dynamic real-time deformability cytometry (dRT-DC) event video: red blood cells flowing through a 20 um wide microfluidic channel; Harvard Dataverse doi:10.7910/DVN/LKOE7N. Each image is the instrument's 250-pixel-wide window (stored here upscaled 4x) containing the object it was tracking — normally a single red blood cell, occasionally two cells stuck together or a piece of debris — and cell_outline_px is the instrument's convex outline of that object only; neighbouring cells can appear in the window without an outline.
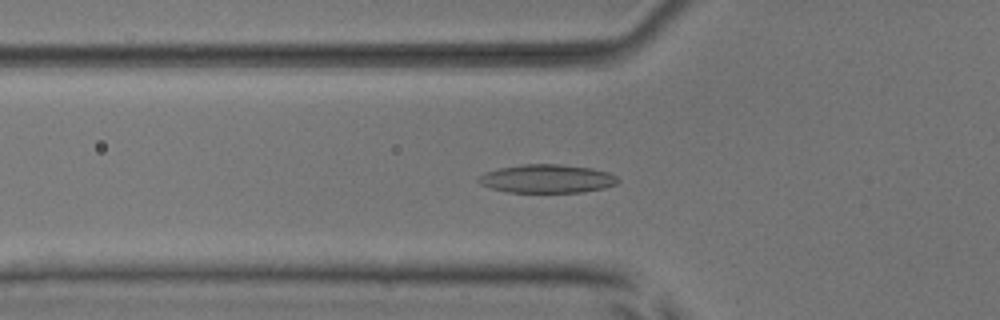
{"species": "common noctule bat (a hibernating species)", "species_latin": "Nyctalus noctula", "temperature_condition": "room temperature", "stored_images_in_passage": 48, "camera_frame_rate_fps": 3000, "um_per_image_px": 0.085, "animal": {"sex": "male", "body_mass_g": 17.9, "forearm_length_mm": 54.2}, "frame": {"image": 1, "passage_image": 14, "time_ms": 4.333, "image_size_px": [1000, 320], "cell_outline_px": [[620, 180], [616, 184], [604, 188], [584, 192], [508, 192], [492, 188], [480, 184], [476, 180], [476, 176], [484, 172], [500, 168], [520, 164], [560, 164], [592, 168], [608, 172], [616, 176]], "centroid_in_image_um": [46.47, 15.18], "position_along_channel_um": 79.3, "area_um2": 23.29}}
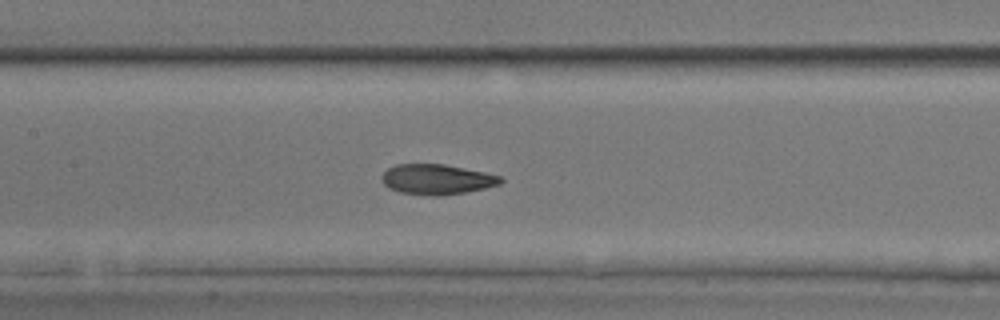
{"frame": {"image": 2, "passage_image": 21, "time_ms": 6.667, "image_size_px": [1000, 320], "cell_outline_px": [[504, 180], [500, 184], [484, 188], [464, 192], [440, 196], [432, 196], [400, 192], [388, 188], [380, 180], [380, 176], [388, 168], [396, 164], [444, 164], [484, 172], [500, 176]], "centroid_in_image_um": [37.09, 15.24], "position_along_channel_um": 170.3, "area_um2": 20.92}}
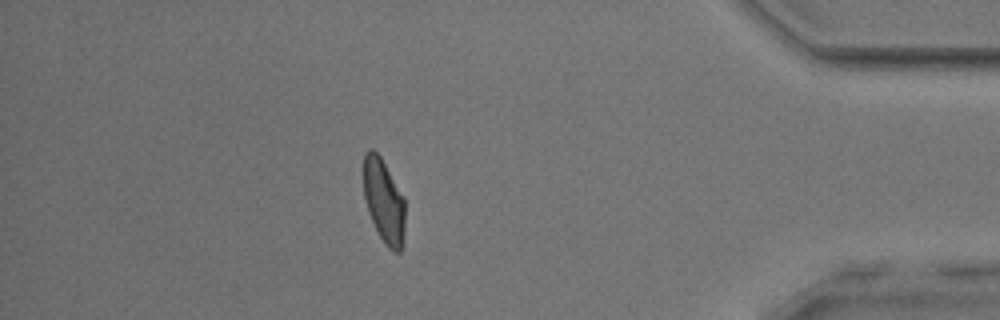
{"frame": {"image": 3, "passage_image": 42, "time_ms": 13.667, "image_size_px": [1000, 320], "cell_outline_px": [[404, 232], [400, 252], [396, 252], [388, 248], [384, 244], [368, 212], [364, 196], [364, 152], [368, 148], [372, 148], [380, 156], [404, 196]], "centroid_in_image_um": [32.62, 17.06], "position_along_channel_um": 402.6, "area_um2": 20.17}, "authors_computed_cell_mechanics": {"area_um2": 21.3571, "velocity_mm_per_s": 3.883, "shape_relaxation_time_tau1_ms": 4.0912, "shape_relaxation_time_tau2_ms": 1.8185, "deformation_change_tau1": 0.1551, "deformation_change_tau2": 0.0746}}